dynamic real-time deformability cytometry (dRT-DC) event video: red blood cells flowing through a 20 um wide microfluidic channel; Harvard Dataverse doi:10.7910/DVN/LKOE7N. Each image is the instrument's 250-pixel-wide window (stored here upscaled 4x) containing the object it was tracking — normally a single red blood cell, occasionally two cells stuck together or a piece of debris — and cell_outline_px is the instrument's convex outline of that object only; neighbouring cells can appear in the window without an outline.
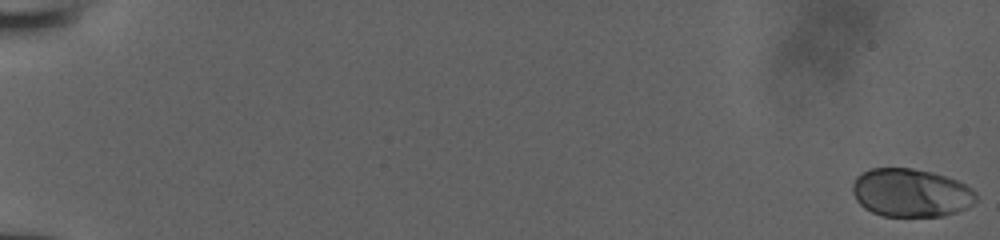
{"species": "human", "species_latin": "Homo sapiens", "temperature_condition": "room temperature", "stored_images_in_passage": 27, "camera_frame_rate_fps": 3000, "um_per_image_px": 0.085, "donor": {"sex": "male"}, "frame": {"image": 1, "passage_image": 1, "time_ms": 0.0, "image_size_px": [1000, 240], "cell_outline_px": [[976, 200], [968, 208], [944, 216], [884, 216], [872, 212], [864, 208], [856, 200], [852, 192], [852, 184], [856, 176], [872, 168], [912, 168], [932, 172], [956, 180], [972, 188], [976, 192]], "centroid_in_image_um": [77.42, 16.39], "position_along_channel_um": 7.6, "area_um2": 34.85}}
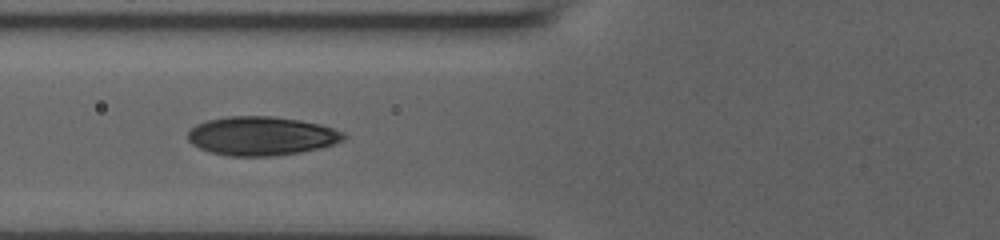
{"frame": {"image": 2, "passage_image": 16, "time_ms": 5.0, "image_size_px": [1000, 240], "cell_outline_px": [[348, 136], [344, 140], [320, 148], [300, 152], [272, 156], [228, 156], [208, 152], [192, 144], [188, 140], [188, 132], [196, 124], [208, 120], [228, 116], [272, 116], [300, 120], [320, 124], [344, 132]], "centroid_in_image_um": [22.22, 11.56], "position_along_channel_um": 103.6, "area_um2": 35.37}}
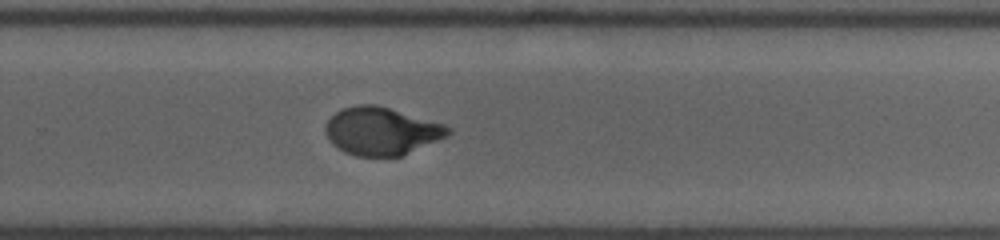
{"frame": {"image": 3, "passage_image": 27, "time_ms": 8.667, "image_size_px": [1000, 240], "cell_outline_px": [[452, 132], [448, 136], [400, 156], [356, 156], [344, 152], [332, 144], [324, 128], [324, 124], [340, 108], [360, 104], [376, 104], [444, 124], [452, 128]], "centroid_in_image_um": [32.41, 11.13], "position_along_channel_um": 297.4, "area_um2": 34.1}}